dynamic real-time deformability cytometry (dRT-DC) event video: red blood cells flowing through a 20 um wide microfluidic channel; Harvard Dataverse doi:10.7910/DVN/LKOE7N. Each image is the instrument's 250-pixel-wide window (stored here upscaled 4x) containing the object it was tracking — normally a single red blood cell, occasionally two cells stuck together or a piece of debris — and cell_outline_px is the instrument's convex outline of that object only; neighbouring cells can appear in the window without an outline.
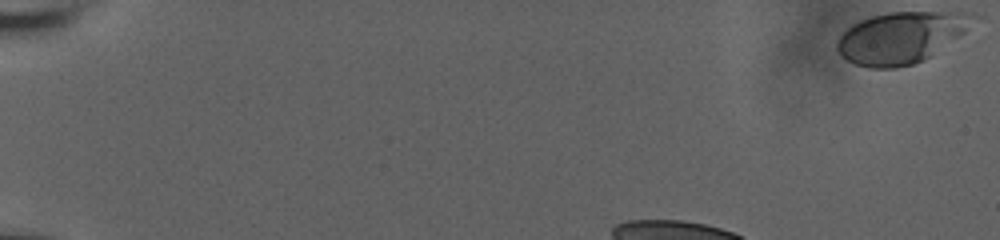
{"species": "human", "species_latin": "Homo sapiens", "temperature_condition": "room temperature", "stored_images_in_passage": 24, "camera_frame_rate_fps": 3000, "um_per_image_px": 0.085, "donor": {"sex": "male"}, "frame": {"image": 1, "passage_image": 1, "time_ms": 0.0, "image_size_px": [1000, 240], "cell_outline_px": [[984, 16], [964, 32], [932, 56], [924, 60], [912, 64], [896, 68], [868, 68], [856, 64], [848, 60], [836, 48], [836, 44], [840, 36], [848, 28], [872, 16], [888, 12], [976, 12]], "centroid_in_image_um": [76.7, 3.17], "position_along_channel_um": 8.3, "area_um2": 40.86}}
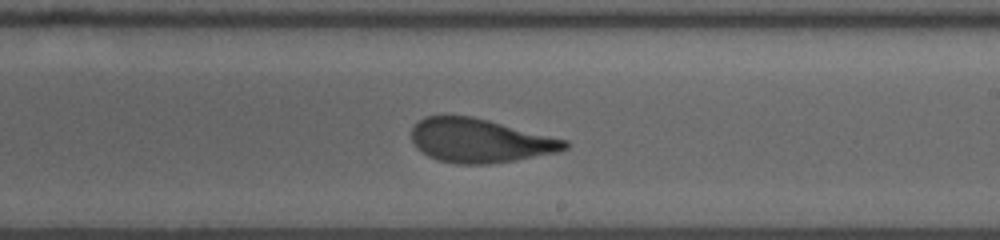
{"frame": {"image": 2, "passage_image": 16, "time_ms": 5.0, "image_size_px": [1000, 240], "cell_outline_px": [[568, 148], [560, 152], [516, 160], [488, 164], [456, 164], [436, 160], [420, 152], [416, 148], [412, 140], [412, 128], [424, 116], [472, 116], [568, 140]], "centroid_in_image_um": [40.79, 11.97], "position_along_channel_um": 248.2, "area_um2": 39.3}}
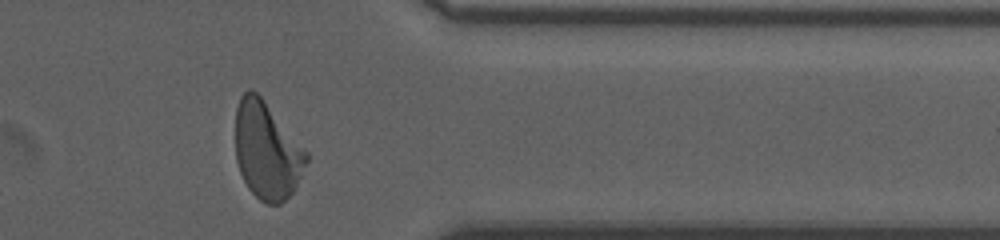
{"frame": {"image": 3, "passage_image": 24, "time_ms": 7.667, "image_size_px": [1000, 240], "cell_outline_px": [[308, 160], [296, 188], [280, 204], [264, 204], [248, 188], [240, 172], [236, 160], [236, 108], [240, 96], [248, 88], [252, 88], [264, 100], [308, 152]], "centroid_in_image_um": [22.68, 12.8], "position_along_channel_um": 388.7, "area_um2": 40.17}}